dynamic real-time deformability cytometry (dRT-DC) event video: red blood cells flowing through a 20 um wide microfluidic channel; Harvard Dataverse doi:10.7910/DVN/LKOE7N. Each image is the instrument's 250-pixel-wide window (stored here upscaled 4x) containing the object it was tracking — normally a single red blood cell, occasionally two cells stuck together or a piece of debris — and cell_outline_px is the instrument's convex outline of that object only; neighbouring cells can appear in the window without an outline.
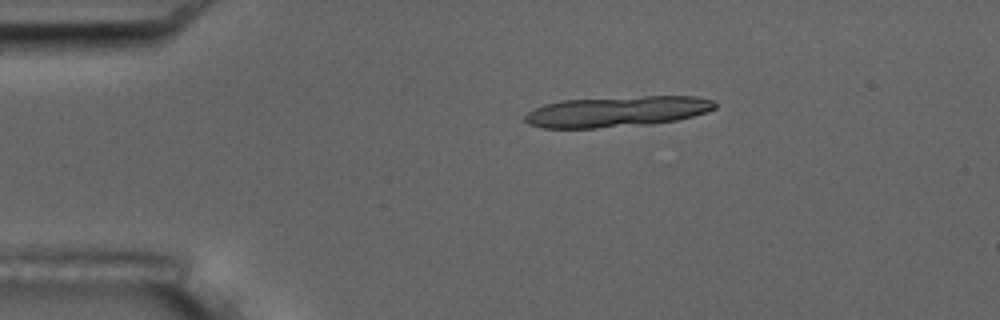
{"species": "common noctule bat (a hibernating species)", "species_latin": "Nyctalus noctula", "temperature_condition": "room temperature", "stored_images_in_passage": 4, "segment_of_instrument_passage": [1, 2], "camera_frame_rate_fps": 3000, "um_per_image_px": 0.085, "animal": {"sex": "male", "body_mass_g": 17.5, "forearm_length_mm": 52.3}, "frame": {"image": 1, "passage_image": 2, "time_ms": 1.0, "image_size_px": [1000, 320], "cell_outline_px": [[716, 108], [708, 112], [676, 120], [652, 124], [596, 128], [540, 128], [528, 124], [524, 120], [524, 116], [528, 112], [544, 104], [560, 100], [644, 96], [696, 96], [712, 100], [716, 104]], "centroid_in_image_um": [52.43, 9.48], "position_along_channel_um": 32.6, "area_um2": 34.16}}